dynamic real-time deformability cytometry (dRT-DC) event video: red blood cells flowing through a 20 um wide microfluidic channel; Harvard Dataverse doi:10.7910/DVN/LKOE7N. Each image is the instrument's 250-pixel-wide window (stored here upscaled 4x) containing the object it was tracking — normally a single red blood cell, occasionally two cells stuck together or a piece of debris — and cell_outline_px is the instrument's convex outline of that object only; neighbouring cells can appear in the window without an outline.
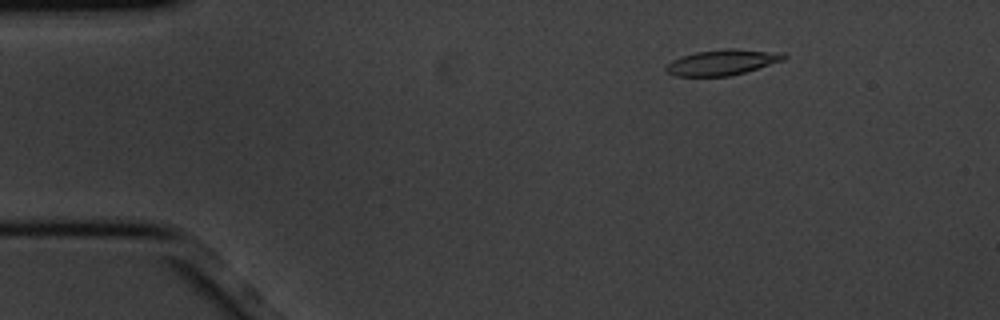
{"species": "common noctule bat (a hibernating species)", "species_latin": "Nyctalus noctula", "temperature_condition": "cold", "stored_images_in_passage": 3, "camera_frame_rate_fps": 3000, "um_per_image_px": 0.085, "animal": {"sex": "male", "body_mass_g": 20.1, "forearm_length_mm": 53.5}, "frame": {"image": 1, "passage_image": 1, "time_ms": 0.0, "image_size_px": [1000, 320], "cell_outline_px": [[788, 56], [784, 60], [744, 72], [728, 76], [676, 76], [668, 72], [664, 68], [672, 60], [696, 52], [724, 48], [732, 48], [780, 52]], "centroid_in_image_um": [61.41, 5.29], "position_along_channel_um": 23.6, "area_um2": 17.4}}